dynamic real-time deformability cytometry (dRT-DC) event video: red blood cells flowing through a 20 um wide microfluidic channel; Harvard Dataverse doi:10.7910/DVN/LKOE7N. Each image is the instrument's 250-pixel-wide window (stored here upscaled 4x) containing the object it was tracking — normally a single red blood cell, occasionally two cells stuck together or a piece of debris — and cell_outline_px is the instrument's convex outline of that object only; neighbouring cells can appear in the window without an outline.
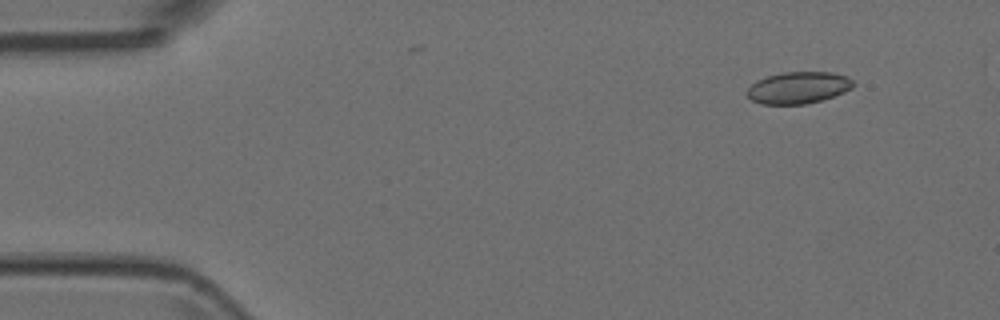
{"species": "Egyptian fruit bat (a non-hibernating species)", "species_latin": "Rousettus aegyptiacus", "temperature_condition": "room temperature", "stored_images_in_passage": 5, "camera_frame_rate_fps": 3000, "um_per_image_px": 0.085, "animal": {"sex": "female"}, "frame": {"image": 1, "passage_image": 1, "time_ms": 0.0, "image_size_px": [1000, 320], "cell_outline_px": [[856, 84], [852, 88], [844, 92], [824, 100], [804, 104], [760, 104], [752, 100], [748, 96], [748, 88], [756, 80], [768, 76], [784, 72], [832, 72], [848, 76]], "centroid_in_image_um": [67.9, 7.45], "position_along_channel_um": 17.1, "area_um2": 19.77}}
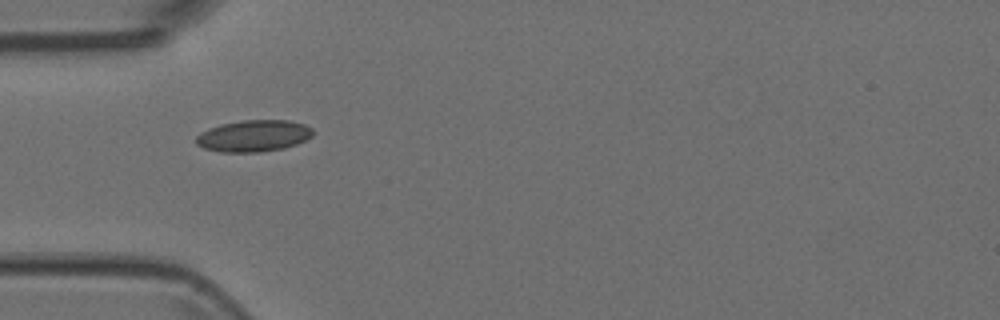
{"frame": {"image": 2, "passage_image": 4, "time_ms": 1.0, "image_size_px": [1000, 320], "cell_outline_px": [[312, 136], [296, 144], [284, 148], [260, 152], [220, 152], [204, 148], [196, 144], [196, 136], [200, 132], [208, 128], [220, 124], [240, 120], [288, 120], [304, 124], [312, 128]], "centroid_in_image_um": [21.53, 11.54], "position_along_channel_um": 63.5, "area_um2": 21.62}}